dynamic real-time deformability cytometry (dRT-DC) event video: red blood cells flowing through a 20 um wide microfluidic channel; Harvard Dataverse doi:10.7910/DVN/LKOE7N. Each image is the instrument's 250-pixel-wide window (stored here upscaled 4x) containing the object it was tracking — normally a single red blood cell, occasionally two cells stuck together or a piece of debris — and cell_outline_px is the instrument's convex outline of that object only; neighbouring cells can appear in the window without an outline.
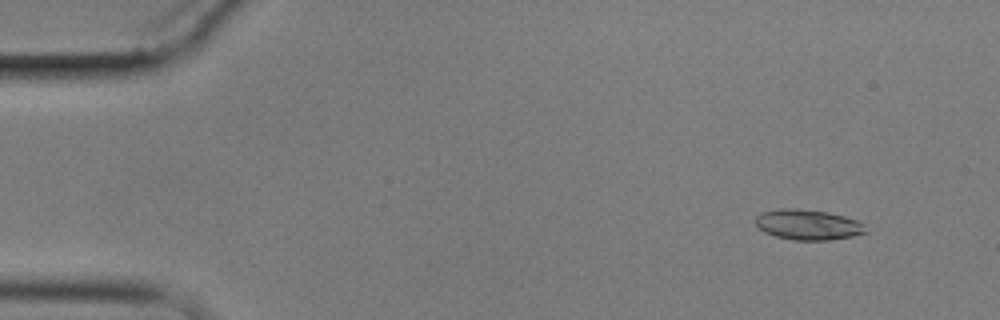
{"species": "common noctule bat (a hibernating species)", "species_latin": "Nyctalus noctula", "temperature_condition": "cold", "stored_images_in_passage": 5, "camera_frame_rate_fps": 3000, "um_per_image_px": 0.085, "animal": {"sex": "male", "body_mass_g": 17.9}, "frame": {"image": 1, "passage_image": 2, "time_ms": 1.0, "image_size_px": [1000, 320], "cell_outline_px": [[868, 232], [852, 236], [828, 240], [792, 240], [776, 236], [764, 232], [756, 224], [756, 216], [760, 212], [780, 208], [796, 208], [828, 212], [844, 216], [856, 220], [864, 224]], "centroid_in_image_um": [68.67, 19.09], "position_along_channel_um": 16.3, "area_um2": 19.54}}
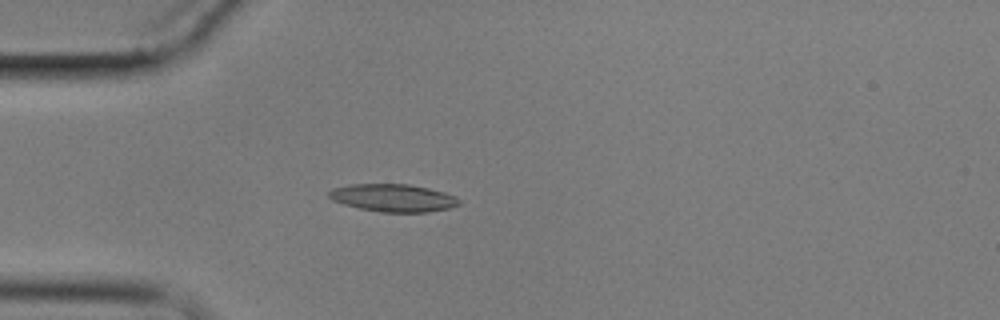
{"frame": {"image": 2, "passage_image": 4, "time_ms": 4.667, "image_size_px": [1000, 320], "cell_outline_px": [[460, 204], [448, 208], [428, 212], [380, 212], [360, 208], [344, 204], [332, 200], [328, 196], [328, 192], [332, 188], [352, 184], [408, 184], [428, 188], [444, 192], [456, 196], [460, 200]], "centroid_in_image_um": [33.42, 16.81], "position_along_channel_um": 51.6, "area_um2": 20.92}}